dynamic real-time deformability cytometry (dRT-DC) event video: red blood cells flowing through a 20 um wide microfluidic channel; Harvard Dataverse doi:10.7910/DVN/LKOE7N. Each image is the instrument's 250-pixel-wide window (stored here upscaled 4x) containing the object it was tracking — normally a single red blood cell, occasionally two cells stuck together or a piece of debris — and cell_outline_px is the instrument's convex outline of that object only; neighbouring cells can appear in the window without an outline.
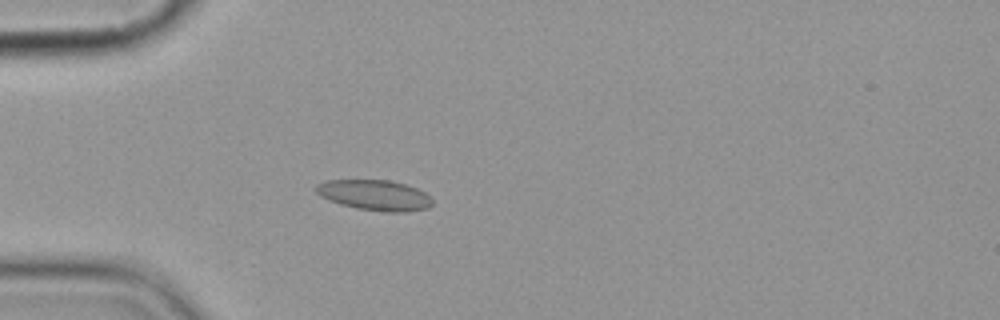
{"species": "common noctule bat (a hibernating species)", "species_latin": "Nyctalus noctula", "temperature_condition": "cold", "stored_images_in_passage": 5, "camera_frame_rate_fps": 3000, "um_per_image_px": 0.085, "animal": {"sex": "female", "body_mass_g": 19.9}, "frame": {"image": 1, "passage_image": 5, "time_ms": 4.667, "image_size_px": [1000, 320], "cell_outline_px": [[432, 204], [428, 208], [404, 212], [388, 212], [356, 208], [340, 204], [328, 200], [320, 196], [316, 192], [316, 184], [328, 180], [388, 180], [404, 184], [416, 188], [424, 192], [432, 200]], "centroid_in_image_um": [31.83, 16.59], "position_along_channel_um": 53.2, "area_um2": 20.52}}